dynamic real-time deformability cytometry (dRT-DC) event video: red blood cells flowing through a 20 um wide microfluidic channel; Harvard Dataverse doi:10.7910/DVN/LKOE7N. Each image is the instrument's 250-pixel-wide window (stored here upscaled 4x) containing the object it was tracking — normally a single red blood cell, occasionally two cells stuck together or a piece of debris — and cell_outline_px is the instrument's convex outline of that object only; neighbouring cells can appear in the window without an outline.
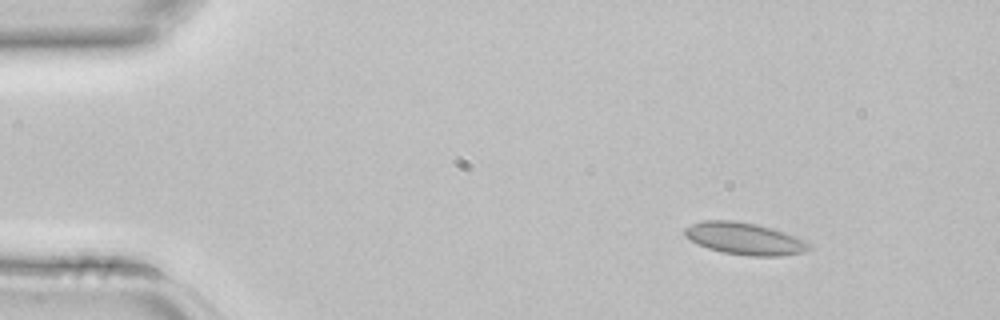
{"species": "common noctule bat (a hibernating species)", "species_latin": "Nyctalus noctula", "temperature_condition": "room temperature", "stored_images_in_passage": 3, "camera_frame_rate_fps": 3000, "um_per_image_px": 0.085, "animal": {"sex": "female", "body_mass_g": 22.7, "forearm_length_mm": 54.2}, "frame": {"image": 1, "passage_image": 1, "time_ms": 0.0, "image_size_px": [1000, 320], "cell_outline_px": [[808, 248], [804, 252], [780, 256], [748, 256], [724, 252], [708, 248], [684, 236], [684, 228], [692, 224], [704, 220], [732, 220], [756, 224], [772, 228], [796, 236], [804, 240], [808, 244]], "centroid_in_image_um": [63.27, 20.28], "position_along_channel_um": 21.7, "area_um2": 22.95}}
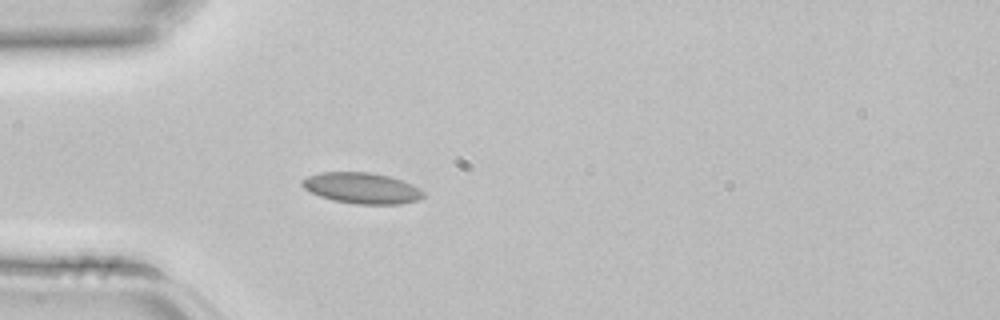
{"frame": {"image": 2, "passage_image": 3, "time_ms": 0.667, "image_size_px": [1000, 320], "cell_outline_px": [[424, 196], [420, 200], [400, 204], [356, 204], [332, 200], [320, 196], [304, 188], [300, 184], [300, 180], [308, 176], [320, 172], [372, 172], [388, 176], [412, 184], [420, 188], [424, 192]], "centroid_in_image_um": [30.76, 15.99], "position_along_channel_um": 54.2, "area_um2": 21.96}}